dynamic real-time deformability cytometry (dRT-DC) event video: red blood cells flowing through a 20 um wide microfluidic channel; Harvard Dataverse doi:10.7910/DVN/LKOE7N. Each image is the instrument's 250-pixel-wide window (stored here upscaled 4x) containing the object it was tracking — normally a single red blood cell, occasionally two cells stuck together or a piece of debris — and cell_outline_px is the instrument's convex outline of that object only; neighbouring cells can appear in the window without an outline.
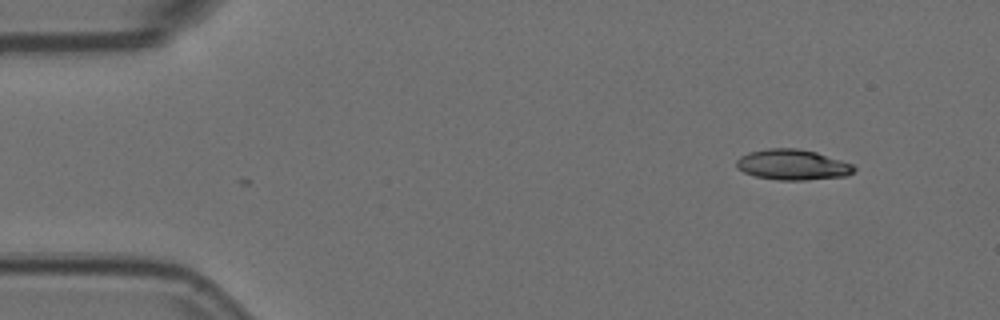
{"species": "Egyptian fruit bat (a non-hibernating species)", "species_latin": "Rousettus aegyptiacus", "temperature_condition": "room temperature", "stored_images_in_passage": 2, "camera_frame_rate_fps": 3000, "um_per_image_px": 0.085, "animal": {"sex": "female"}, "frame": {"image": 1, "passage_image": 2, "time_ms": 0.333, "image_size_px": [1000, 320], "cell_outline_px": [[856, 168], [848, 176], [804, 180], [780, 180], [756, 176], [744, 172], [736, 168], [736, 160], [740, 156], [748, 152], [768, 148], [796, 148], [816, 152], [852, 164]], "centroid_in_image_um": [67.34, 14.0], "position_along_channel_um": 17.7, "area_um2": 20.87}}